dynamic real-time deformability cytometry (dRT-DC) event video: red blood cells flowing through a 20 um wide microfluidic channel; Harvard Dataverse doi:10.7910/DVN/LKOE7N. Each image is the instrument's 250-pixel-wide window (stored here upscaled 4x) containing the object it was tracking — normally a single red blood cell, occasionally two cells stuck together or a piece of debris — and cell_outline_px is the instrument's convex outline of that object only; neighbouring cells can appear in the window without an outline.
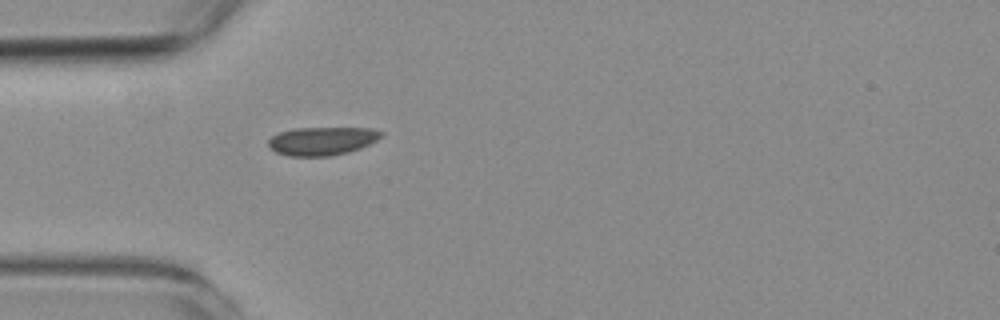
{"species": "common noctule bat (a hibernating species)", "species_latin": "Nyctalus noctula", "temperature_condition": "room temperature", "stored_images_in_passage": 4, "camera_frame_rate_fps": 3000, "um_per_image_px": 0.085, "animal": {"sex": "female", "body_mass_g": 19.3, "forearm_length_mm": 54.1}, "frame": {"image": 1, "passage_image": 1, "time_ms": 0.0, "image_size_px": [1000, 320], "cell_outline_px": [[384, 132], [376, 140], [360, 148], [348, 152], [328, 156], [288, 156], [276, 152], [268, 144], [268, 140], [272, 136], [280, 132], [292, 128], [372, 128]], "centroid_in_image_um": [27.36, 11.98], "position_along_channel_um": 57.6, "area_um2": 18.5}}
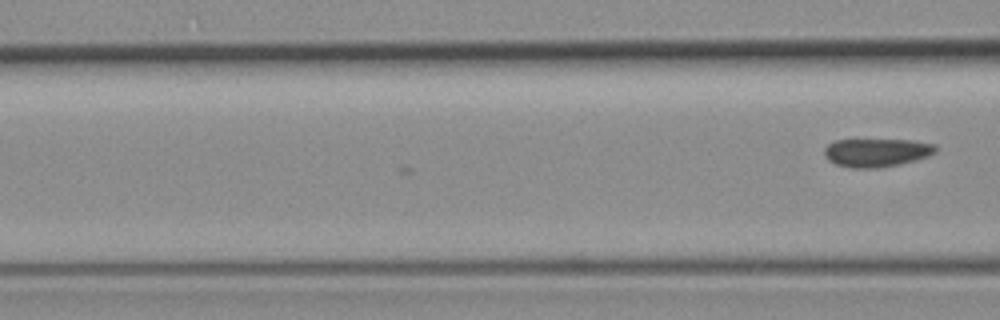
{"frame": {"image": 2, "passage_image": 4, "time_ms": 1.0, "image_size_px": [1000, 320], "cell_outline_px": [[936, 152], [928, 156], [916, 160], [876, 168], [852, 168], [836, 164], [828, 160], [824, 156], [824, 148], [828, 144], [836, 140], [912, 140], [936, 144]], "centroid_in_image_um": [74.5, 12.96], "position_along_channel_um": 92.1, "area_um2": 18.32}}